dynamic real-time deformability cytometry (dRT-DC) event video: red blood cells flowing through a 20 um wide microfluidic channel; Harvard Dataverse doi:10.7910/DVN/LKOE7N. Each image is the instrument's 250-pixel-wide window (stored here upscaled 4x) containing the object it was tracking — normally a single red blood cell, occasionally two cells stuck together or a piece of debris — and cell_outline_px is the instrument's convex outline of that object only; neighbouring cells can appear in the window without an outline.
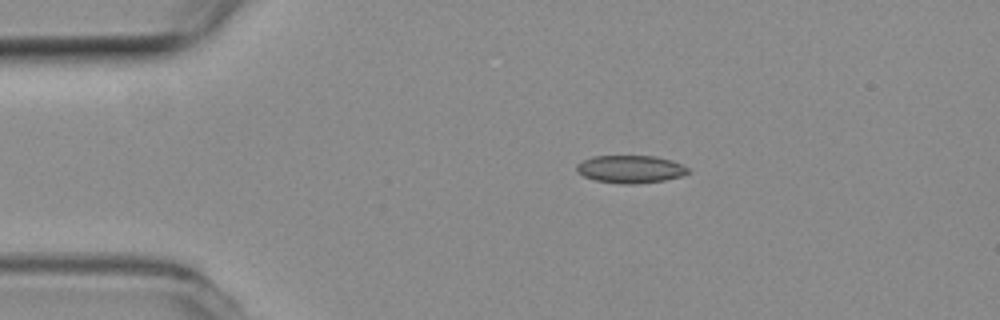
{"species": "common noctule bat (a hibernating species)", "species_latin": "Nyctalus noctula", "temperature_condition": "room temperature", "stored_images_in_passage": 7, "camera_frame_rate_fps": 3000, "um_per_image_px": 0.085, "animal": {"sex": "female", "body_mass_g": 19.3, "forearm_length_mm": 54.1}, "frame": {"image": 1, "passage_image": 2, "time_ms": 0.333, "image_size_px": [1000, 320], "cell_outline_px": [[688, 172], [680, 176], [664, 180], [636, 184], [620, 184], [596, 180], [584, 176], [576, 172], [576, 164], [592, 156], [656, 156], [672, 160], [688, 168]], "centroid_in_image_um": [53.55, 14.37], "position_along_channel_um": 31.5, "area_um2": 17.92}}
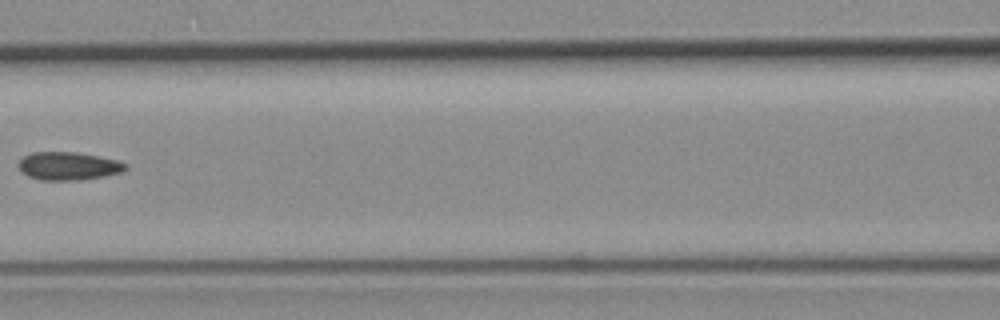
{"frame": {"image": 2, "passage_image": 6, "time_ms": 1.667, "image_size_px": [1000, 320], "cell_outline_px": [[128, 168], [124, 172], [84, 180], [40, 180], [28, 176], [16, 164], [24, 156], [32, 152], [76, 152], [116, 160], [128, 164]], "centroid_in_image_um": [5.84, 14.12], "position_along_channel_um": 160.8, "area_um2": 17.57}}
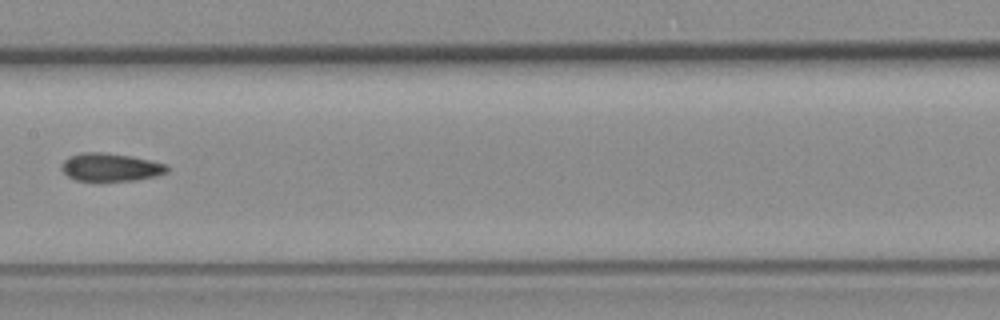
{"frame": {"image": 3, "passage_image": 7, "time_ms": 2.0, "image_size_px": [1000, 320], "cell_outline_px": [[168, 172], [156, 176], [136, 180], [100, 184], [76, 180], [68, 176], [60, 168], [60, 164], [68, 156], [80, 152], [100, 152], [128, 156], [148, 160], [164, 164], [168, 168]], "centroid_in_image_um": [9.31, 14.26], "position_along_channel_um": 198.1, "area_um2": 17.86}}